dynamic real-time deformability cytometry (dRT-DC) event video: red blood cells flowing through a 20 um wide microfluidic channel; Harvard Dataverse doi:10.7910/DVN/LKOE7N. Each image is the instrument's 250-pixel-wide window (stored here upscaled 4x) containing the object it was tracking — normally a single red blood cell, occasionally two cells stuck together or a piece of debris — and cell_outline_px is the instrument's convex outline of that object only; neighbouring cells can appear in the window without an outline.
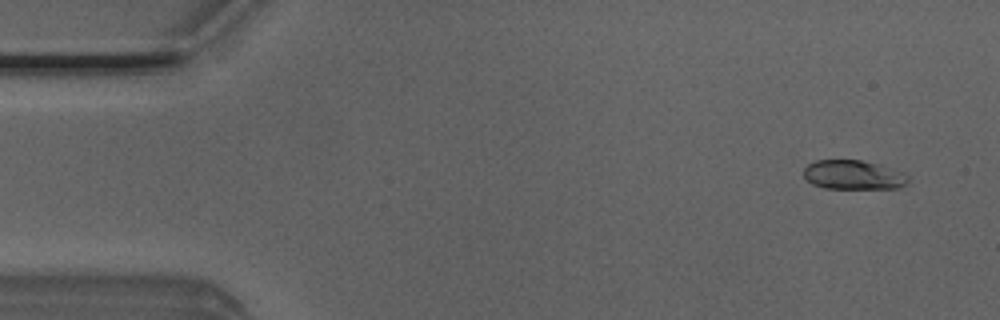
{"species": "Egyptian fruit bat (a non-hibernating species)", "species_latin": "Rousettus aegyptiacus", "temperature_condition": "room temperature", "stored_images_in_passage": 40, "camera_frame_rate_fps": 3000, "um_per_image_px": 0.085, "animal": {"sex": "male"}, "frame": {"image": 1, "passage_image": 3, "time_ms": 0.667, "image_size_px": [1000, 320], "cell_outline_px": [[908, 180], [904, 184], [896, 188], [824, 188], [812, 184], [804, 176], [804, 168], [808, 164], [816, 160], [860, 160], [876, 164], [904, 172], [908, 176]], "centroid_in_image_um": [72.5, 14.86], "position_along_channel_um": 12.5, "area_um2": 17.57}}
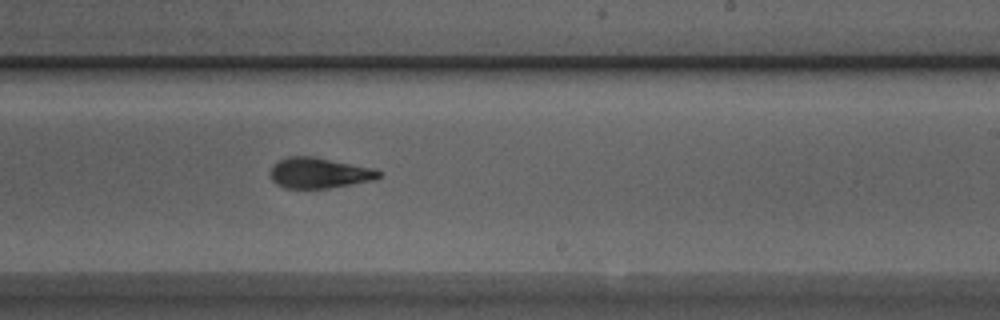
{"frame": {"image": 2, "passage_image": 30, "time_ms": 9.667, "image_size_px": [1000, 320], "cell_outline_px": [[380, 176], [376, 180], [328, 188], [284, 188], [276, 184], [268, 176], [268, 172], [272, 164], [276, 160], [288, 156], [312, 156], [376, 168], [380, 172]], "centroid_in_image_um": [27.08, 14.69], "position_along_channel_um": 261.9, "area_um2": 19.77}}
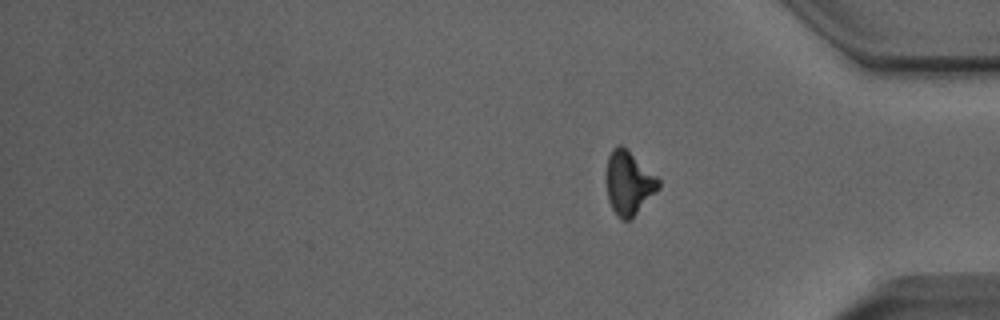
{"frame": {"image": 3, "passage_image": 40, "time_ms": 13.0, "image_size_px": [1000, 320], "cell_outline_px": [[660, 188], [628, 220], [620, 220], [616, 216], [608, 200], [604, 180], [604, 176], [608, 156], [612, 148], [616, 144], [620, 144], [656, 176], [660, 180]], "centroid_in_image_um": [53.37, 15.54], "position_along_channel_um": 381.8, "area_um2": 19.36}, "authors_computed_cell_mechanics": {"area_um2": 19.363, "velocity_mm_per_s": 3.9967, "shape_relaxation_time_tau1_ms": 7.3173, "shape_relaxation_time_tau2_ms": 2.2447, "deformation_change_tau1": 0.1782, "deformation_change_tau2": 0.0928}}